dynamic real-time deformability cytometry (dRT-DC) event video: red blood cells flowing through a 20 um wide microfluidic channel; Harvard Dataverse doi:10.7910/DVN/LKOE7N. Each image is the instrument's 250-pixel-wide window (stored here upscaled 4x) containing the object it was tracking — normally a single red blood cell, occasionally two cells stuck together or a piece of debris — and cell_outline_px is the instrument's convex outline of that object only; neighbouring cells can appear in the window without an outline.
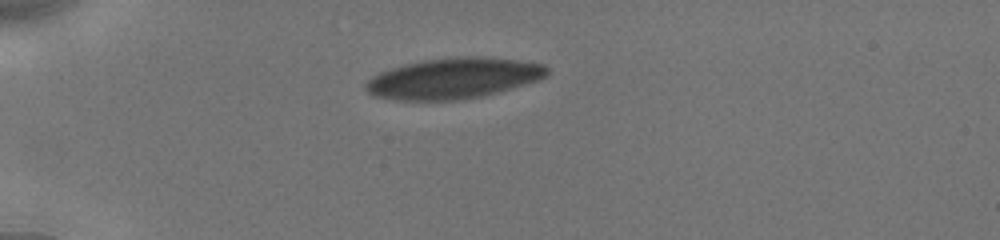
{"species": "human", "species_latin": "Homo sapiens", "temperature_condition": "cold", "stored_images_in_passage": 7, "camera_frame_rate_fps": 3000, "um_per_image_px": 0.085, "donor": {"sex": "male"}, "frame": {"image": 1, "passage_image": 1, "time_ms": 0.0, "image_size_px": [1000, 240], "cell_outline_px": [[548, 76], [540, 80], [496, 92], [480, 96], [452, 100], [396, 100], [372, 96], [364, 88], [364, 84], [372, 76], [380, 72], [404, 64], [424, 60], [456, 56], [484, 56], [520, 60], [544, 64], [548, 68]], "centroid_in_image_um": [38.55, 6.64], "position_along_channel_um": 46.5, "area_um2": 43.18}}
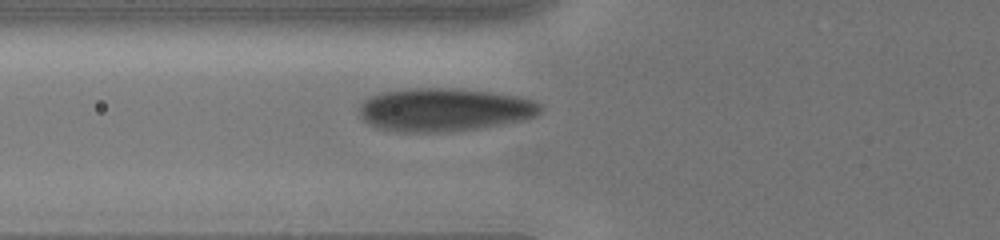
{"frame": {"image": 2, "passage_image": 4, "time_ms": 2.0, "image_size_px": [1000, 240], "cell_outline_px": [[544, 108], [536, 116], [524, 120], [480, 128], [440, 132], [400, 132], [376, 128], [368, 124], [360, 116], [360, 104], [364, 100], [380, 92], [408, 88], [460, 88], [492, 92], [520, 96], [536, 100]], "centroid_in_image_um": [37.79, 9.32], "position_along_channel_um": 88.0, "area_um2": 46.12}}
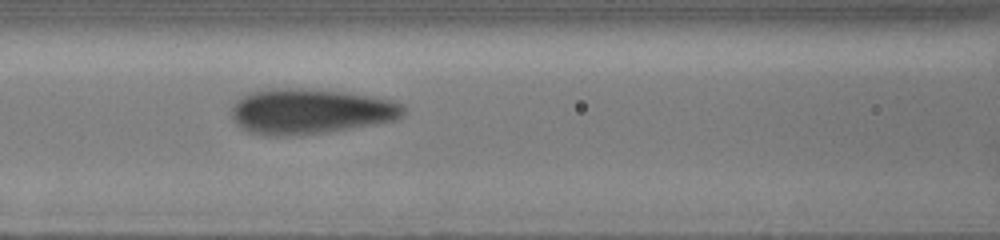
{"frame": {"image": 3, "passage_image": 6, "time_ms": 3.333, "image_size_px": [1000, 240], "cell_outline_px": [[404, 116], [396, 120], [376, 124], [328, 132], [288, 136], [264, 136], [248, 132], [240, 128], [232, 120], [232, 104], [240, 96], [252, 92], [276, 88], [300, 88], [344, 92], [372, 96], [392, 100], [404, 104]], "centroid_in_image_um": [26.36, 9.48], "position_along_channel_um": 140.2, "area_um2": 45.89}}